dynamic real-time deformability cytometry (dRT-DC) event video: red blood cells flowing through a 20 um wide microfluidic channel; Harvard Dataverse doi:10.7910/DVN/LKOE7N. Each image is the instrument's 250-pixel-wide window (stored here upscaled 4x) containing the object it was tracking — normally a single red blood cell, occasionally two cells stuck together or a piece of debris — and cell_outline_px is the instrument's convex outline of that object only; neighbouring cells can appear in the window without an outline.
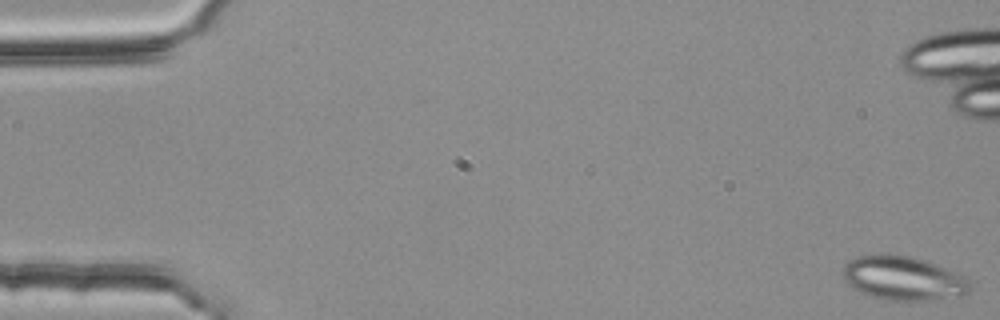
{"species": "common noctule bat (a hibernating species)", "species_latin": "Nyctalus noctula", "temperature_condition": "room temperature", "stored_images_in_passage": 53, "segment_of_instrument_passage": [1, 2], "camera_frame_rate_fps": 3000, "um_per_image_px": 0.085, "animal": {"sex": "female", "body_mass_g": 25.1}, "frame": {"image": 1, "passage_image": 1, "time_ms": 0.0, "image_size_px": [1000, 320], "cell_outline_px": [[968, 292], [960, 296], [928, 300], [884, 300], [860, 292], [852, 288], [844, 280], [844, 264], [848, 260], [856, 256], [876, 252], [888, 252], [912, 256], [936, 264], [952, 272], [964, 280], [968, 284]], "centroid_in_image_um": [76.64, 23.61], "position_along_channel_um": 8.4, "area_um2": 32.54}}